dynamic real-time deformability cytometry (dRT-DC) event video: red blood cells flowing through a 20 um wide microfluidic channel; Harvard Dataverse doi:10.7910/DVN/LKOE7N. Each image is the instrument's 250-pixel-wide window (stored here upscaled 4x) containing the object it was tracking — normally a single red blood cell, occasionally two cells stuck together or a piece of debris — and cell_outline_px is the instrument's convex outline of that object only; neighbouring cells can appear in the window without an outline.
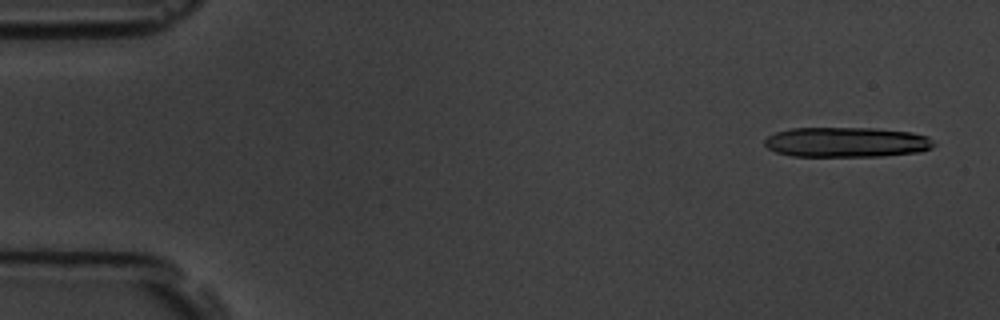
{"species": "common noctule bat (a hibernating species)", "species_latin": "Nyctalus noctula", "temperature_condition": "room temperature", "stored_images_in_passage": 5, "camera_frame_rate_fps": 3000, "um_per_image_px": 0.085, "animal": {"sex": "male", "body_mass_g": 19.5, "forearm_length_mm": 54.6}, "frame": {"image": 1, "passage_image": 1, "time_ms": 0.0, "image_size_px": [1000, 320], "cell_outline_px": [[936, 144], [932, 148], [920, 152], [880, 156], [792, 156], [776, 152], [768, 148], [764, 144], [764, 140], [768, 136], [776, 132], [792, 128], [872, 128], [912, 132], [928, 136]], "centroid_in_image_um": [71.97, 12.08], "position_along_channel_um": 13.0, "area_um2": 29.71}}